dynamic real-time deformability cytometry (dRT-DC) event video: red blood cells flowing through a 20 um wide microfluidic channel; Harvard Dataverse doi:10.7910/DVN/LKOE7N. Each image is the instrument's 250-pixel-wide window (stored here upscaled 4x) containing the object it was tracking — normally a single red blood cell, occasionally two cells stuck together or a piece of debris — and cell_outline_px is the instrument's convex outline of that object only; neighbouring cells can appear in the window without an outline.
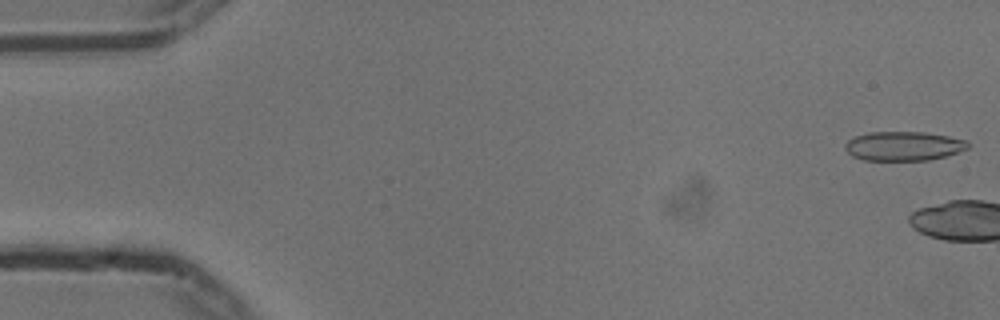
{"species": "common noctule bat (a hibernating species)", "species_latin": "Nyctalus noctula", "temperature_condition": "cold", "stored_images_in_passage": 4, "camera_frame_rate_fps": 3000, "um_per_image_px": 0.085, "animal": {"sex": "male", "body_mass_g": 13.3}, "frame": {"image": 1, "passage_image": 1, "time_ms": 0.0, "image_size_px": [1000, 320], "cell_outline_px": [[968, 148], [944, 156], [928, 160], [864, 160], [852, 156], [844, 148], [844, 144], [848, 140], [856, 136], [868, 132], [924, 132], [948, 136], [964, 140], [968, 144]], "centroid_in_image_um": [76.75, 12.41], "position_along_channel_um": 8.3, "area_um2": 20.69}}